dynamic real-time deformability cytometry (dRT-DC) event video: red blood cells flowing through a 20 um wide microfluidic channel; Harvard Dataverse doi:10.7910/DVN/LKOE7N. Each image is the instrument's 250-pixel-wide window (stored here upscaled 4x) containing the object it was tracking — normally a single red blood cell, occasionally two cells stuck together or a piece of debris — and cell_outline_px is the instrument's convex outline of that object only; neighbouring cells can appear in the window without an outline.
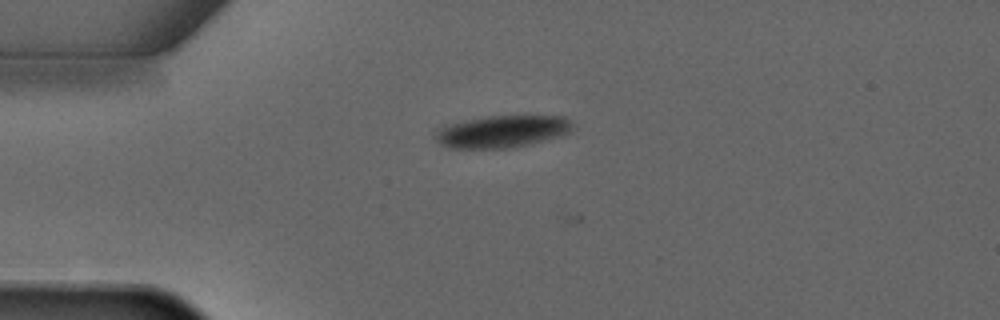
{"species": "common noctule bat (a hibernating species)", "species_latin": "Nyctalus noctula", "temperature_condition": "warm", "stored_images_in_passage": 4, "camera_frame_rate_fps": 3000, "um_per_image_px": 0.085, "animal": {"sex": "male", "forearm_length_mm": 52.5}, "frame": {"image": 1, "passage_image": 3, "time_ms": 2.333, "image_size_px": [1000, 320], "cell_outline_px": [[572, 128], [568, 132], [560, 136], [528, 144], [504, 148], [448, 148], [440, 144], [432, 136], [440, 128], [452, 124], [468, 120], [488, 116], [564, 116], [572, 124]], "centroid_in_image_um": [42.65, 11.18], "position_along_channel_um": 42.3, "area_um2": 25.26}}
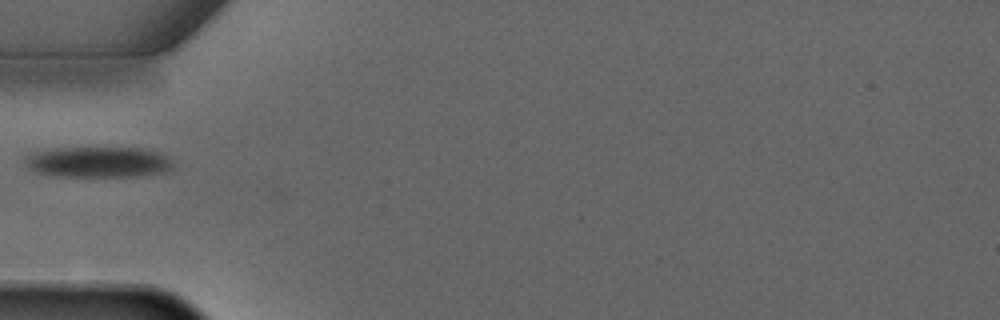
{"frame": {"image": 2, "passage_image": 4, "time_ms": 3.667, "image_size_px": [1000, 320], "cell_outline_px": [[172, 168], [160, 172], [136, 176], [60, 176], [36, 172], [24, 160], [24, 152], [52, 148], [144, 148], [160, 152], [168, 156], [172, 160]], "centroid_in_image_um": [8.31, 13.75], "position_along_channel_um": 76.7, "area_um2": 26.59}}